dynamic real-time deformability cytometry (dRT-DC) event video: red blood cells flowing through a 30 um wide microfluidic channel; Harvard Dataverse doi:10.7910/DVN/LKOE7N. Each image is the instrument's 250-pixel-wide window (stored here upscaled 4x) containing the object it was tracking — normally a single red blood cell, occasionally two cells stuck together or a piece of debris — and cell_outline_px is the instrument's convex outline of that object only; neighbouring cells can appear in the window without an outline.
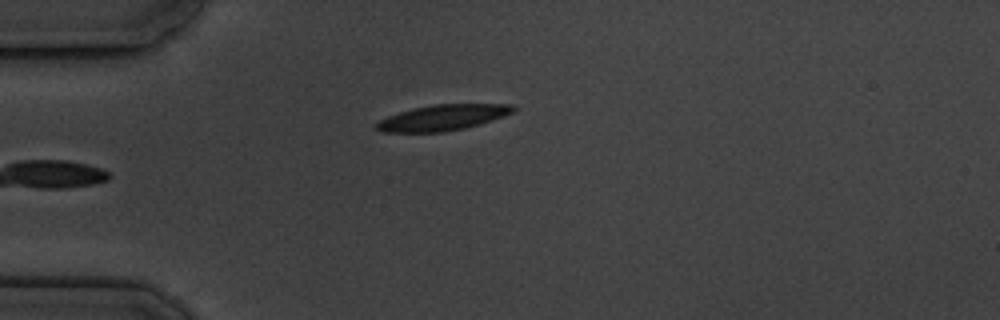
{"species": "common noctule bat (a hibernating species)", "species_latin": "Nyctalus noctula", "temperature_condition": "cold", "stored_images_in_passage": 5, "camera_frame_rate_fps": 3000, "um_per_image_px": 0.085, "animal": {"sex": "male", "body_mass_g": 19.5, "forearm_length_mm": 54.6}, "frame": {"image": 1, "passage_image": 5, "time_ms": 4.667, "image_size_px": [1000, 320], "cell_outline_px": [[516, 108], [512, 112], [504, 116], [480, 124], [464, 128], [444, 132], [380, 132], [376, 128], [376, 124], [380, 120], [388, 116], [400, 112], [432, 104], [512, 104]], "centroid_in_image_um": [37.64, 10.0], "position_along_channel_um": 47.4, "area_um2": 20.35}}